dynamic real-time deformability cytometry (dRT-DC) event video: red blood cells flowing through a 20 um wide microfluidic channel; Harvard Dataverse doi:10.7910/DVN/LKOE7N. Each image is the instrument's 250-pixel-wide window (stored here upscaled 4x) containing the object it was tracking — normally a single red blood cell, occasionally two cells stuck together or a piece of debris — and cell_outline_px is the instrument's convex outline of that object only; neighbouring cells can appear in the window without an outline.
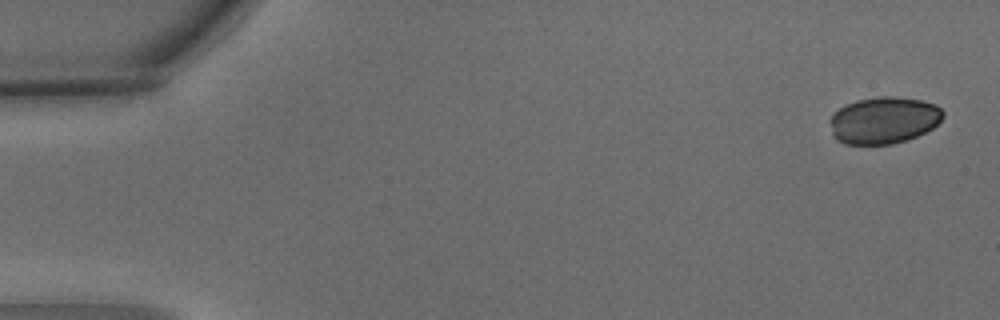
{"species": "common noctule bat (a hibernating species)", "species_latin": "Nyctalus noctula", "temperature_condition": "warm", "stored_images_in_passage": 5, "camera_frame_rate_fps": 3000, "um_per_image_px": 0.085, "animal": {"sex": "male", "body_mass_g": 15.6}, "frame": {"image": 1, "passage_image": 1, "time_ms": 0.0, "image_size_px": [1000, 320], "cell_outline_px": [[944, 116], [932, 128], [916, 136], [892, 144], [844, 144], [836, 140], [832, 132], [828, 120], [832, 112], [856, 100], [880, 96], [892, 96], [920, 100], [936, 104], [944, 112]], "centroid_in_image_um": [75.08, 10.21], "position_along_channel_um": 9.9, "area_um2": 30.92}}
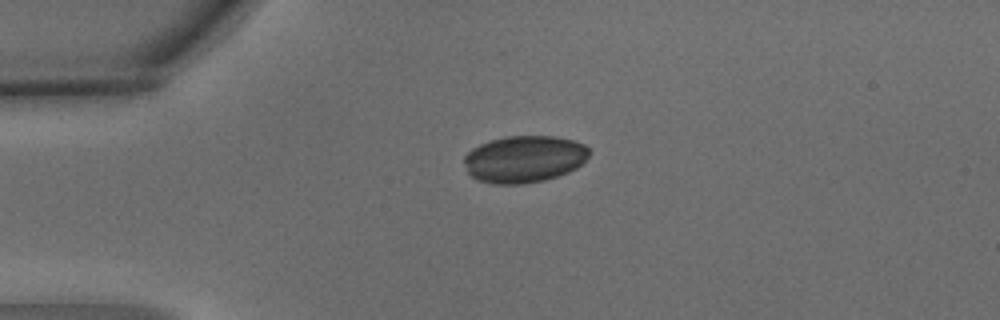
{"frame": {"image": 2, "passage_image": 4, "time_ms": 1.0, "image_size_px": [1000, 320], "cell_outline_px": [[588, 156], [576, 168], [568, 172], [544, 180], [524, 184], [492, 184], [476, 180], [468, 172], [464, 164], [464, 156], [472, 148], [488, 140], [504, 136], [556, 136], [572, 140], [584, 144], [588, 148]], "centroid_in_image_um": [44.52, 13.52], "position_along_channel_um": 40.5, "area_um2": 34.33}}